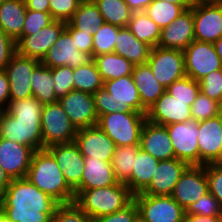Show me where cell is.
I'll return each mask as SVG.
<instances>
[{
	"instance_id": "obj_17",
	"label": "cell",
	"mask_w": 222,
	"mask_h": 222,
	"mask_svg": "<svg viewBox=\"0 0 222 222\" xmlns=\"http://www.w3.org/2000/svg\"><path fill=\"white\" fill-rule=\"evenodd\" d=\"M194 101H180L165 91L149 108L146 119L154 124L169 125L192 120L191 105Z\"/></svg>"
},
{
	"instance_id": "obj_49",
	"label": "cell",
	"mask_w": 222,
	"mask_h": 222,
	"mask_svg": "<svg viewBox=\"0 0 222 222\" xmlns=\"http://www.w3.org/2000/svg\"><path fill=\"white\" fill-rule=\"evenodd\" d=\"M138 220L139 209L133 200L124 209L92 219V222H137Z\"/></svg>"
},
{
	"instance_id": "obj_51",
	"label": "cell",
	"mask_w": 222,
	"mask_h": 222,
	"mask_svg": "<svg viewBox=\"0 0 222 222\" xmlns=\"http://www.w3.org/2000/svg\"><path fill=\"white\" fill-rule=\"evenodd\" d=\"M16 52V41L0 28V70H5Z\"/></svg>"
},
{
	"instance_id": "obj_41",
	"label": "cell",
	"mask_w": 222,
	"mask_h": 222,
	"mask_svg": "<svg viewBox=\"0 0 222 222\" xmlns=\"http://www.w3.org/2000/svg\"><path fill=\"white\" fill-rule=\"evenodd\" d=\"M166 91L180 101H194L200 92V87L197 81L189 76H184L169 85Z\"/></svg>"
},
{
	"instance_id": "obj_14",
	"label": "cell",
	"mask_w": 222,
	"mask_h": 222,
	"mask_svg": "<svg viewBox=\"0 0 222 222\" xmlns=\"http://www.w3.org/2000/svg\"><path fill=\"white\" fill-rule=\"evenodd\" d=\"M92 61V55L78 50L71 34L64 29L40 62L49 68L69 66L74 69Z\"/></svg>"
},
{
	"instance_id": "obj_30",
	"label": "cell",
	"mask_w": 222,
	"mask_h": 222,
	"mask_svg": "<svg viewBox=\"0 0 222 222\" xmlns=\"http://www.w3.org/2000/svg\"><path fill=\"white\" fill-rule=\"evenodd\" d=\"M159 161L141 148L138 150L130 181L126 184L134 195L150 184Z\"/></svg>"
},
{
	"instance_id": "obj_45",
	"label": "cell",
	"mask_w": 222,
	"mask_h": 222,
	"mask_svg": "<svg viewBox=\"0 0 222 222\" xmlns=\"http://www.w3.org/2000/svg\"><path fill=\"white\" fill-rule=\"evenodd\" d=\"M200 92L222 104V71L215 70L199 82Z\"/></svg>"
},
{
	"instance_id": "obj_4",
	"label": "cell",
	"mask_w": 222,
	"mask_h": 222,
	"mask_svg": "<svg viewBox=\"0 0 222 222\" xmlns=\"http://www.w3.org/2000/svg\"><path fill=\"white\" fill-rule=\"evenodd\" d=\"M93 98L98 118L118 111L147 113L132 75L103 82V87L93 94Z\"/></svg>"
},
{
	"instance_id": "obj_6",
	"label": "cell",
	"mask_w": 222,
	"mask_h": 222,
	"mask_svg": "<svg viewBox=\"0 0 222 222\" xmlns=\"http://www.w3.org/2000/svg\"><path fill=\"white\" fill-rule=\"evenodd\" d=\"M146 114L140 112L118 111L102 115L98 126L112 139L116 147L140 144L142 127Z\"/></svg>"
},
{
	"instance_id": "obj_42",
	"label": "cell",
	"mask_w": 222,
	"mask_h": 222,
	"mask_svg": "<svg viewBox=\"0 0 222 222\" xmlns=\"http://www.w3.org/2000/svg\"><path fill=\"white\" fill-rule=\"evenodd\" d=\"M54 92L59 100L70 91L74 90L73 68L69 66H58L52 68Z\"/></svg>"
},
{
	"instance_id": "obj_24",
	"label": "cell",
	"mask_w": 222,
	"mask_h": 222,
	"mask_svg": "<svg viewBox=\"0 0 222 222\" xmlns=\"http://www.w3.org/2000/svg\"><path fill=\"white\" fill-rule=\"evenodd\" d=\"M194 39L193 6L161 29L158 46L185 50Z\"/></svg>"
},
{
	"instance_id": "obj_8",
	"label": "cell",
	"mask_w": 222,
	"mask_h": 222,
	"mask_svg": "<svg viewBox=\"0 0 222 222\" xmlns=\"http://www.w3.org/2000/svg\"><path fill=\"white\" fill-rule=\"evenodd\" d=\"M134 201L143 222H183L186 210L171 196H153L137 193Z\"/></svg>"
},
{
	"instance_id": "obj_10",
	"label": "cell",
	"mask_w": 222,
	"mask_h": 222,
	"mask_svg": "<svg viewBox=\"0 0 222 222\" xmlns=\"http://www.w3.org/2000/svg\"><path fill=\"white\" fill-rule=\"evenodd\" d=\"M186 76L199 82L204 76L222 69V61L213 43L194 40L183 51Z\"/></svg>"
},
{
	"instance_id": "obj_50",
	"label": "cell",
	"mask_w": 222,
	"mask_h": 222,
	"mask_svg": "<svg viewBox=\"0 0 222 222\" xmlns=\"http://www.w3.org/2000/svg\"><path fill=\"white\" fill-rule=\"evenodd\" d=\"M65 29L71 34L78 50L92 55L93 32L80 31L74 28L69 22H66Z\"/></svg>"
},
{
	"instance_id": "obj_15",
	"label": "cell",
	"mask_w": 222,
	"mask_h": 222,
	"mask_svg": "<svg viewBox=\"0 0 222 222\" xmlns=\"http://www.w3.org/2000/svg\"><path fill=\"white\" fill-rule=\"evenodd\" d=\"M40 60L20 55L16 52L5 72L9 80L10 101L21 100L33 96L31 89V76Z\"/></svg>"
},
{
	"instance_id": "obj_38",
	"label": "cell",
	"mask_w": 222,
	"mask_h": 222,
	"mask_svg": "<svg viewBox=\"0 0 222 222\" xmlns=\"http://www.w3.org/2000/svg\"><path fill=\"white\" fill-rule=\"evenodd\" d=\"M185 9L171 3L170 1L153 0L144 10L145 14L150 17L161 29L167 27L173 20L180 16Z\"/></svg>"
},
{
	"instance_id": "obj_13",
	"label": "cell",
	"mask_w": 222,
	"mask_h": 222,
	"mask_svg": "<svg viewBox=\"0 0 222 222\" xmlns=\"http://www.w3.org/2000/svg\"><path fill=\"white\" fill-rule=\"evenodd\" d=\"M209 192L205 165H190L181 175L171 197L185 210Z\"/></svg>"
},
{
	"instance_id": "obj_52",
	"label": "cell",
	"mask_w": 222,
	"mask_h": 222,
	"mask_svg": "<svg viewBox=\"0 0 222 222\" xmlns=\"http://www.w3.org/2000/svg\"><path fill=\"white\" fill-rule=\"evenodd\" d=\"M10 102L9 80L5 70H0V110H5Z\"/></svg>"
},
{
	"instance_id": "obj_26",
	"label": "cell",
	"mask_w": 222,
	"mask_h": 222,
	"mask_svg": "<svg viewBox=\"0 0 222 222\" xmlns=\"http://www.w3.org/2000/svg\"><path fill=\"white\" fill-rule=\"evenodd\" d=\"M112 164L95 157H84L80 185L75 190H90L117 184Z\"/></svg>"
},
{
	"instance_id": "obj_25",
	"label": "cell",
	"mask_w": 222,
	"mask_h": 222,
	"mask_svg": "<svg viewBox=\"0 0 222 222\" xmlns=\"http://www.w3.org/2000/svg\"><path fill=\"white\" fill-rule=\"evenodd\" d=\"M140 148L158 160L175 158V151L164 125L145 121L140 135Z\"/></svg>"
},
{
	"instance_id": "obj_11",
	"label": "cell",
	"mask_w": 222,
	"mask_h": 222,
	"mask_svg": "<svg viewBox=\"0 0 222 222\" xmlns=\"http://www.w3.org/2000/svg\"><path fill=\"white\" fill-rule=\"evenodd\" d=\"M194 39L214 43L222 36V0L193 6Z\"/></svg>"
},
{
	"instance_id": "obj_60",
	"label": "cell",
	"mask_w": 222,
	"mask_h": 222,
	"mask_svg": "<svg viewBox=\"0 0 222 222\" xmlns=\"http://www.w3.org/2000/svg\"><path fill=\"white\" fill-rule=\"evenodd\" d=\"M0 222H11L9 221L5 215L0 211Z\"/></svg>"
},
{
	"instance_id": "obj_57",
	"label": "cell",
	"mask_w": 222,
	"mask_h": 222,
	"mask_svg": "<svg viewBox=\"0 0 222 222\" xmlns=\"http://www.w3.org/2000/svg\"><path fill=\"white\" fill-rule=\"evenodd\" d=\"M162 1H170L173 4L182 6L185 10L190 9L192 6L187 2V0H162Z\"/></svg>"
},
{
	"instance_id": "obj_39",
	"label": "cell",
	"mask_w": 222,
	"mask_h": 222,
	"mask_svg": "<svg viewBox=\"0 0 222 222\" xmlns=\"http://www.w3.org/2000/svg\"><path fill=\"white\" fill-rule=\"evenodd\" d=\"M121 27L104 23L93 34L92 57L114 52L115 38Z\"/></svg>"
},
{
	"instance_id": "obj_47",
	"label": "cell",
	"mask_w": 222,
	"mask_h": 222,
	"mask_svg": "<svg viewBox=\"0 0 222 222\" xmlns=\"http://www.w3.org/2000/svg\"><path fill=\"white\" fill-rule=\"evenodd\" d=\"M81 0H49V12L54 20L68 22Z\"/></svg>"
},
{
	"instance_id": "obj_58",
	"label": "cell",
	"mask_w": 222,
	"mask_h": 222,
	"mask_svg": "<svg viewBox=\"0 0 222 222\" xmlns=\"http://www.w3.org/2000/svg\"><path fill=\"white\" fill-rule=\"evenodd\" d=\"M213 46L215 48L216 53L218 54V56L222 61V36L213 43Z\"/></svg>"
},
{
	"instance_id": "obj_12",
	"label": "cell",
	"mask_w": 222,
	"mask_h": 222,
	"mask_svg": "<svg viewBox=\"0 0 222 222\" xmlns=\"http://www.w3.org/2000/svg\"><path fill=\"white\" fill-rule=\"evenodd\" d=\"M165 127L175 151V158L183 160L189 165H199L198 122L192 119Z\"/></svg>"
},
{
	"instance_id": "obj_20",
	"label": "cell",
	"mask_w": 222,
	"mask_h": 222,
	"mask_svg": "<svg viewBox=\"0 0 222 222\" xmlns=\"http://www.w3.org/2000/svg\"><path fill=\"white\" fill-rule=\"evenodd\" d=\"M66 27V22L54 20L35 34L24 36L17 44L20 55L42 60Z\"/></svg>"
},
{
	"instance_id": "obj_32",
	"label": "cell",
	"mask_w": 222,
	"mask_h": 222,
	"mask_svg": "<svg viewBox=\"0 0 222 222\" xmlns=\"http://www.w3.org/2000/svg\"><path fill=\"white\" fill-rule=\"evenodd\" d=\"M30 84L33 97L37 98L42 105L58 102L53 87L52 68L40 62L33 70Z\"/></svg>"
},
{
	"instance_id": "obj_28",
	"label": "cell",
	"mask_w": 222,
	"mask_h": 222,
	"mask_svg": "<svg viewBox=\"0 0 222 222\" xmlns=\"http://www.w3.org/2000/svg\"><path fill=\"white\" fill-rule=\"evenodd\" d=\"M132 77L139 92L142 106L148 111L166 91V88L153 76L147 63L134 65Z\"/></svg>"
},
{
	"instance_id": "obj_35",
	"label": "cell",
	"mask_w": 222,
	"mask_h": 222,
	"mask_svg": "<svg viewBox=\"0 0 222 222\" xmlns=\"http://www.w3.org/2000/svg\"><path fill=\"white\" fill-rule=\"evenodd\" d=\"M139 149L140 145L116 147L111 164L119 183L127 184L130 181Z\"/></svg>"
},
{
	"instance_id": "obj_18",
	"label": "cell",
	"mask_w": 222,
	"mask_h": 222,
	"mask_svg": "<svg viewBox=\"0 0 222 222\" xmlns=\"http://www.w3.org/2000/svg\"><path fill=\"white\" fill-rule=\"evenodd\" d=\"M76 129L96 126V113L93 94L73 90L58 100Z\"/></svg>"
},
{
	"instance_id": "obj_40",
	"label": "cell",
	"mask_w": 222,
	"mask_h": 222,
	"mask_svg": "<svg viewBox=\"0 0 222 222\" xmlns=\"http://www.w3.org/2000/svg\"><path fill=\"white\" fill-rule=\"evenodd\" d=\"M222 113V104L199 92L191 105L192 119L202 121L216 117Z\"/></svg>"
},
{
	"instance_id": "obj_61",
	"label": "cell",
	"mask_w": 222,
	"mask_h": 222,
	"mask_svg": "<svg viewBox=\"0 0 222 222\" xmlns=\"http://www.w3.org/2000/svg\"><path fill=\"white\" fill-rule=\"evenodd\" d=\"M6 0H0V5L3 3V2H5Z\"/></svg>"
},
{
	"instance_id": "obj_22",
	"label": "cell",
	"mask_w": 222,
	"mask_h": 222,
	"mask_svg": "<svg viewBox=\"0 0 222 222\" xmlns=\"http://www.w3.org/2000/svg\"><path fill=\"white\" fill-rule=\"evenodd\" d=\"M55 158L65 181L74 191L81 183L84 170V157L77 145L72 143L57 144L47 148Z\"/></svg>"
},
{
	"instance_id": "obj_55",
	"label": "cell",
	"mask_w": 222,
	"mask_h": 222,
	"mask_svg": "<svg viewBox=\"0 0 222 222\" xmlns=\"http://www.w3.org/2000/svg\"><path fill=\"white\" fill-rule=\"evenodd\" d=\"M132 12H144L153 0H124Z\"/></svg>"
},
{
	"instance_id": "obj_21",
	"label": "cell",
	"mask_w": 222,
	"mask_h": 222,
	"mask_svg": "<svg viewBox=\"0 0 222 222\" xmlns=\"http://www.w3.org/2000/svg\"><path fill=\"white\" fill-rule=\"evenodd\" d=\"M189 166L188 163L177 158L159 161L150 184L141 194L171 196L175 184Z\"/></svg>"
},
{
	"instance_id": "obj_34",
	"label": "cell",
	"mask_w": 222,
	"mask_h": 222,
	"mask_svg": "<svg viewBox=\"0 0 222 222\" xmlns=\"http://www.w3.org/2000/svg\"><path fill=\"white\" fill-rule=\"evenodd\" d=\"M68 22L80 31H89L93 34L105 23L94 1H81Z\"/></svg>"
},
{
	"instance_id": "obj_31",
	"label": "cell",
	"mask_w": 222,
	"mask_h": 222,
	"mask_svg": "<svg viewBox=\"0 0 222 222\" xmlns=\"http://www.w3.org/2000/svg\"><path fill=\"white\" fill-rule=\"evenodd\" d=\"M93 61L103 82L132 75L134 68V64L114 52L94 56Z\"/></svg>"
},
{
	"instance_id": "obj_23",
	"label": "cell",
	"mask_w": 222,
	"mask_h": 222,
	"mask_svg": "<svg viewBox=\"0 0 222 222\" xmlns=\"http://www.w3.org/2000/svg\"><path fill=\"white\" fill-rule=\"evenodd\" d=\"M34 152L31 147L0 137V166L11 179L27 176Z\"/></svg>"
},
{
	"instance_id": "obj_48",
	"label": "cell",
	"mask_w": 222,
	"mask_h": 222,
	"mask_svg": "<svg viewBox=\"0 0 222 222\" xmlns=\"http://www.w3.org/2000/svg\"><path fill=\"white\" fill-rule=\"evenodd\" d=\"M205 173L208 179L209 192L218 200L222 208V164H205Z\"/></svg>"
},
{
	"instance_id": "obj_59",
	"label": "cell",
	"mask_w": 222,
	"mask_h": 222,
	"mask_svg": "<svg viewBox=\"0 0 222 222\" xmlns=\"http://www.w3.org/2000/svg\"><path fill=\"white\" fill-rule=\"evenodd\" d=\"M215 0H187V2L191 5H197V4H203V3H209V2H213Z\"/></svg>"
},
{
	"instance_id": "obj_46",
	"label": "cell",
	"mask_w": 222,
	"mask_h": 222,
	"mask_svg": "<svg viewBox=\"0 0 222 222\" xmlns=\"http://www.w3.org/2000/svg\"><path fill=\"white\" fill-rule=\"evenodd\" d=\"M186 214L213 216L221 215L222 208L218 200L210 193L200 197L195 203L191 204L186 210Z\"/></svg>"
},
{
	"instance_id": "obj_3",
	"label": "cell",
	"mask_w": 222,
	"mask_h": 222,
	"mask_svg": "<svg viewBox=\"0 0 222 222\" xmlns=\"http://www.w3.org/2000/svg\"><path fill=\"white\" fill-rule=\"evenodd\" d=\"M26 178L59 204L75 201V193L69 187L55 158L47 150H36Z\"/></svg>"
},
{
	"instance_id": "obj_5",
	"label": "cell",
	"mask_w": 222,
	"mask_h": 222,
	"mask_svg": "<svg viewBox=\"0 0 222 222\" xmlns=\"http://www.w3.org/2000/svg\"><path fill=\"white\" fill-rule=\"evenodd\" d=\"M75 204L89 217L112 214L124 209L134 200V194L124 183L90 190H74Z\"/></svg>"
},
{
	"instance_id": "obj_9",
	"label": "cell",
	"mask_w": 222,
	"mask_h": 222,
	"mask_svg": "<svg viewBox=\"0 0 222 222\" xmlns=\"http://www.w3.org/2000/svg\"><path fill=\"white\" fill-rule=\"evenodd\" d=\"M146 63L165 88L186 76L183 50L156 46L151 49Z\"/></svg>"
},
{
	"instance_id": "obj_7",
	"label": "cell",
	"mask_w": 222,
	"mask_h": 222,
	"mask_svg": "<svg viewBox=\"0 0 222 222\" xmlns=\"http://www.w3.org/2000/svg\"><path fill=\"white\" fill-rule=\"evenodd\" d=\"M43 149L57 144L74 142L77 129L59 104L43 105L41 114Z\"/></svg>"
},
{
	"instance_id": "obj_29",
	"label": "cell",
	"mask_w": 222,
	"mask_h": 222,
	"mask_svg": "<svg viewBox=\"0 0 222 222\" xmlns=\"http://www.w3.org/2000/svg\"><path fill=\"white\" fill-rule=\"evenodd\" d=\"M26 11L24 0H6L0 5V28L15 41L22 35Z\"/></svg>"
},
{
	"instance_id": "obj_37",
	"label": "cell",
	"mask_w": 222,
	"mask_h": 222,
	"mask_svg": "<svg viewBox=\"0 0 222 222\" xmlns=\"http://www.w3.org/2000/svg\"><path fill=\"white\" fill-rule=\"evenodd\" d=\"M74 90L94 94L103 81L94 61L73 69Z\"/></svg>"
},
{
	"instance_id": "obj_54",
	"label": "cell",
	"mask_w": 222,
	"mask_h": 222,
	"mask_svg": "<svg viewBox=\"0 0 222 222\" xmlns=\"http://www.w3.org/2000/svg\"><path fill=\"white\" fill-rule=\"evenodd\" d=\"M27 9L33 11L49 12V0H24Z\"/></svg>"
},
{
	"instance_id": "obj_19",
	"label": "cell",
	"mask_w": 222,
	"mask_h": 222,
	"mask_svg": "<svg viewBox=\"0 0 222 222\" xmlns=\"http://www.w3.org/2000/svg\"><path fill=\"white\" fill-rule=\"evenodd\" d=\"M74 143L83 157L112 162L116 145L98 125L77 129Z\"/></svg>"
},
{
	"instance_id": "obj_43",
	"label": "cell",
	"mask_w": 222,
	"mask_h": 222,
	"mask_svg": "<svg viewBox=\"0 0 222 222\" xmlns=\"http://www.w3.org/2000/svg\"><path fill=\"white\" fill-rule=\"evenodd\" d=\"M54 19L52 18L50 12L33 11L27 9L26 16L24 20V28L22 30V35L16 40V44L24 37L35 34L43 27L48 26L52 23Z\"/></svg>"
},
{
	"instance_id": "obj_2",
	"label": "cell",
	"mask_w": 222,
	"mask_h": 222,
	"mask_svg": "<svg viewBox=\"0 0 222 222\" xmlns=\"http://www.w3.org/2000/svg\"><path fill=\"white\" fill-rule=\"evenodd\" d=\"M42 108L41 102L33 96L10 101L5 110H0V137L34 151L42 150Z\"/></svg>"
},
{
	"instance_id": "obj_44",
	"label": "cell",
	"mask_w": 222,
	"mask_h": 222,
	"mask_svg": "<svg viewBox=\"0 0 222 222\" xmlns=\"http://www.w3.org/2000/svg\"><path fill=\"white\" fill-rule=\"evenodd\" d=\"M51 222H92V218L73 202L70 204H60L56 208Z\"/></svg>"
},
{
	"instance_id": "obj_56",
	"label": "cell",
	"mask_w": 222,
	"mask_h": 222,
	"mask_svg": "<svg viewBox=\"0 0 222 222\" xmlns=\"http://www.w3.org/2000/svg\"><path fill=\"white\" fill-rule=\"evenodd\" d=\"M12 179L0 166V197L6 191L7 187L10 185Z\"/></svg>"
},
{
	"instance_id": "obj_33",
	"label": "cell",
	"mask_w": 222,
	"mask_h": 222,
	"mask_svg": "<svg viewBox=\"0 0 222 222\" xmlns=\"http://www.w3.org/2000/svg\"><path fill=\"white\" fill-rule=\"evenodd\" d=\"M127 27L139 41L158 46L161 28L145 12H133Z\"/></svg>"
},
{
	"instance_id": "obj_1",
	"label": "cell",
	"mask_w": 222,
	"mask_h": 222,
	"mask_svg": "<svg viewBox=\"0 0 222 222\" xmlns=\"http://www.w3.org/2000/svg\"><path fill=\"white\" fill-rule=\"evenodd\" d=\"M59 205L26 177L12 179L0 197V211L11 222H51Z\"/></svg>"
},
{
	"instance_id": "obj_27",
	"label": "cell",
	"mask_w": 222,
	"mask_h": 222,
	"mask_svg": "<svg viewBox=\"0 0 222 222\" xmlns=\"http://www.w3.org/2000/svg\"><path fill=\"white\" fill-rule=\"evenodd\" d=\"M152 47L139 41L128 27H121L115 38L114 53L124 57L134 65L148 61Z\"/></svg>"
},
{
	"instance_id": "obj_16",
	"label": "cell",
	"mask_w": 222,
	"mask_h": 222,
	"mask_svg": "<svg viewBox=\"0 0 222 222\" xmlns=\"http://www.w3.org/2000/svg\"><path fill=\"white\" fill-rule=\"evenodd\" d=\"M199 165L221 164L222 113L216 117L198 121Z\"/></svg>"
},
{
	"instance_id": "obj_53",
	"label": "cell",
	"mask_w": 222,
	"mask_h": 222,
	"mask_svg": "<svg viewBox=\"0 0 222 222\" xmlns=\"http://www.w3.org/2000/svg\"><path fill=\"white\" fill-rule=\"evenodd\" d=\"M183 222H221V215L202 216L185 214Z\"/></svg>"
},
{
	"instance_id": "obj_36",
	"label": "cell",
	"mask_w": 222,
	"mask_h": 222,
	"mask_svg": "<svg viewBox=\"0 0 222 222\" xmlns=\"http://www.w3.org/2000/svg\"><path fill=\"white\" fill-rule=\"evenodd\" d=\"M104 22L119 27H127L132 11L124 0H93Z\"/></svg>"
}]
</instances>
